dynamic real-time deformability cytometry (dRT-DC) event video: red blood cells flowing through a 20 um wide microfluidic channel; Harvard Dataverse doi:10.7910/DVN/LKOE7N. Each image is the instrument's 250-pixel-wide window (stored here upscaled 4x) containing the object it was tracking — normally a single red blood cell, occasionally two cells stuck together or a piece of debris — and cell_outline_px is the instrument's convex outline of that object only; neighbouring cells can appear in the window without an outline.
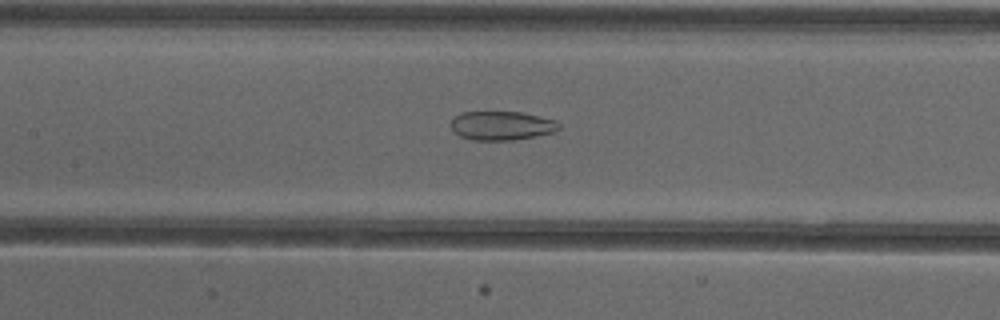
{"species": "common noctule bat (a hibernating species)", "species_latin": "Nyctalus noctula", "temperature_condition": "cold", "stored_images_in_passage": 40, "camera_frame_rate_fps": 3000, "um_per_image_px": 0.085, "animal": {"sex": "female"}, "frame": {"image": 1, "passage_image": 12, "time_ms": 3.667, "image_size_px": [1000, 320], "cell_outline_px": [[560, 128], [556, 132], [516, 140], [472, 140], [460, 136], [452, 128], [452, 120], [460, 112], [520, 112], [556, 120], [560, 124]], "centroid_in_image_um": [42.69, 10.68], "position_along_channel_um": 164.7, "area_um2": 18.21}}
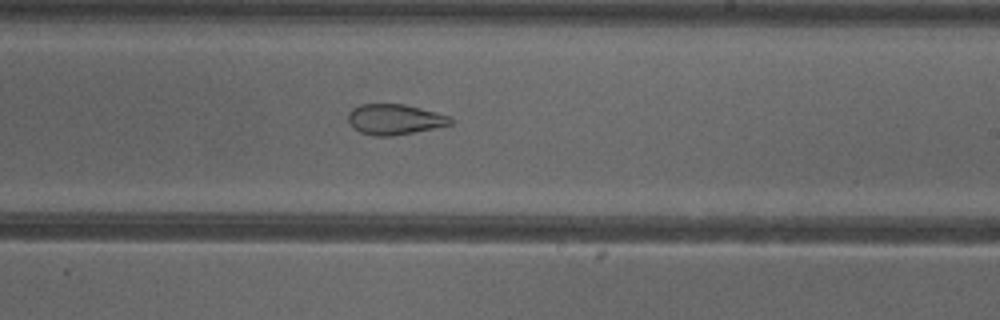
{"frame": {"image": 2, "passage_image": 19, "time_ms": 6.0, "image_size_px": [1000, 320], "cell_outline_px": [[452, 124], [392, 136], [376, 136], [360, 132], [352, 128], [348, 120], [348, 112], [352, 108], [360, 104], [404, 104], [436, 112], [448, 116], [452, 120]], "centroid_in_image_um": [33.49, 10.14], "position_along_channel_um": 255.5, "area_um2": 18.03}}
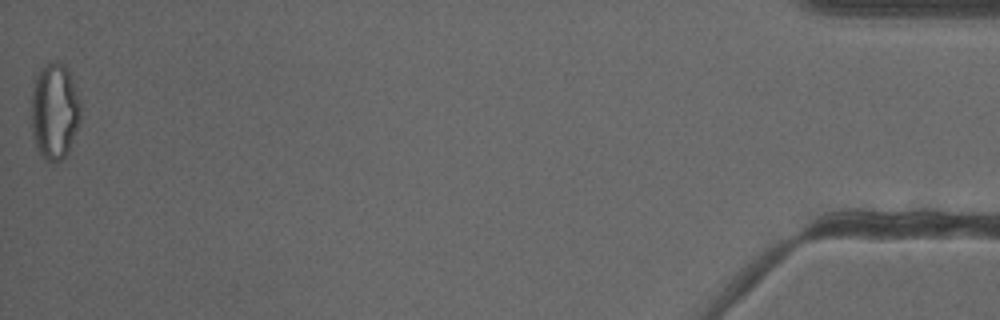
{"frame": {"image": 3, "passage_image": 40, "time_ms": 13.0, "image_size_px": [1000, 320], "cell_outline_px": [[80, 124], [68, 152], [56, 164], [52, 164], [44, 160], [40, 156], [36, 148], [32, 132], [32, 88], [36, 76], [40, 68], [44, 64], [52, 60], [56, 60], [64, 64], [72, 80], [80, 100]], "centroid_in_image_um": [4.63, 9.49], "position_along_channel_um": 430.6, "area_um2": 28.15}, "authors_computed_cell_mechanics": {"area_um2": 21.9929, "velocity_mm_per_s": 3.9032, "shape_relaxation_time_tau1_ms": null, "shape_relaxation_time_tau2_ms": 2.4612, "deformation_change_tau1": null, "deformation_change_tau2": 0.1045}}